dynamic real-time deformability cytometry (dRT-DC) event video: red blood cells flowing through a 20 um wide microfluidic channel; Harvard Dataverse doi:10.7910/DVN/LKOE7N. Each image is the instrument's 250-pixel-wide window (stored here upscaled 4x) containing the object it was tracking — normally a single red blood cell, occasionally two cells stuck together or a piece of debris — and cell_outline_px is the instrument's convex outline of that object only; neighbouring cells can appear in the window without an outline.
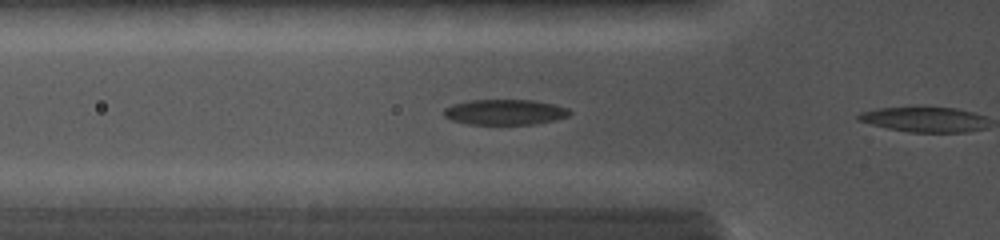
{"species": "common noctule bat (a hibernating species)", "species_latin": "Nyctalus noctula", "temperature_condition": "cold", "stored_images_in_passage": 4, "camera_frame_rate_fps": 5000, "um_per_image_px": 0.085, "animal": {"sex": "female", "body_mass_g": 19.0, "forearm_length_mm": 56.7}, "frame": {"image": 1, "passage_image": 3, "time_ms": 1.0, "image_size_px": [1000, 240], "cell_outline_px": [[572, 112], [568, 116], [556, 120], [536, 124], [468, 124], [452, 120], [444, 116], [444, 108], [452, 104], [468, 100], [532, 100], [552, 104], [568, 108]], "centroid_in_image_um": [42.91, 9.53], "position_along_channel_um": 82.9, "area_um2": 18.67}}